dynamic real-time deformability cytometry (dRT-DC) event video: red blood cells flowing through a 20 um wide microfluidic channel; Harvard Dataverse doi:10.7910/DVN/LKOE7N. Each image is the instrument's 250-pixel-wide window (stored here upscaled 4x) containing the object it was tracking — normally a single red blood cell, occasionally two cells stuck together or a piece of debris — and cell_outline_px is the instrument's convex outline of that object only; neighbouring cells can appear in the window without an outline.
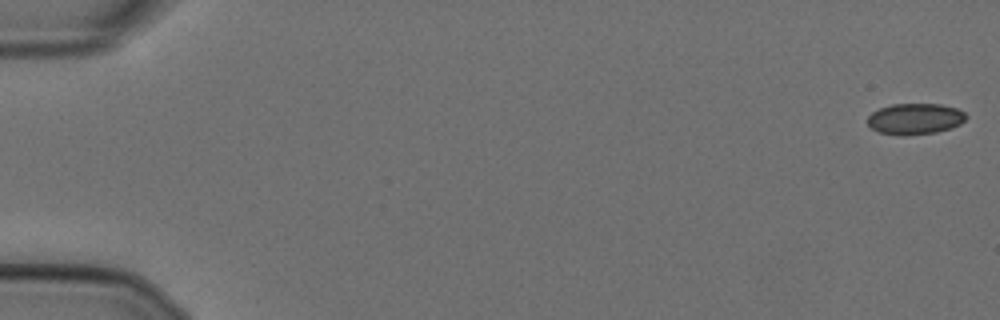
{"species": "Egyptian fruit bat (a non-hibernating species)", "species_latin": "Rousettus aegyptiacus", "temperature_condition": "cold", "stored_images_in_passage": 57, "camera_frame_rate_fps": 3000, "um_per_image_px": 0.085, "animal": {"sex": "female"}, "frame": {"image": 1, "passage_image": 1, "time_ms": 0.0, "image_size_px": [1000, 320], "cell_outline_px": [[968, 116], [960, 124], [952, 128], [936, 132], [904, 136], [900, 136], [880, 132], [872, 128], [868, 124], [868, 116], [872, 112], [880, 108], [892, 104], [940, 104], [956, 108], [964, 112]], "centroid_in_image_um": [77.79, 10.11], "position_along_channel_um": 7.2, "area_um2": 17.86}}
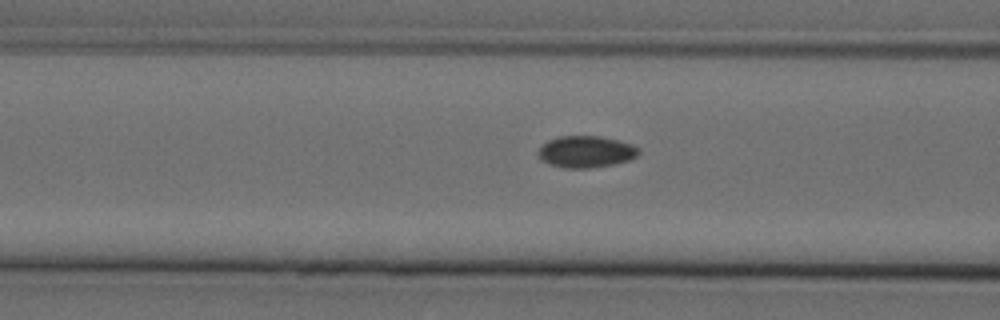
{"frame": {"image": 2, "passage_image": 23, "time_ms": 7.333, "image_size_px": [1000, 320], "cell_outline_px": [[640, 152], [636, 156], [628, 160], [616, 164], [592, 168], [564, 168], [548, 164], [540, 160], [536, 152], [548, 140], [560, 136], [600, 136], [632, 144], [640, 148]], "centroid_in_image_um": [49.79, 12.91], "position_along_channel_um": 116.8, "area_um2": 18.73}}
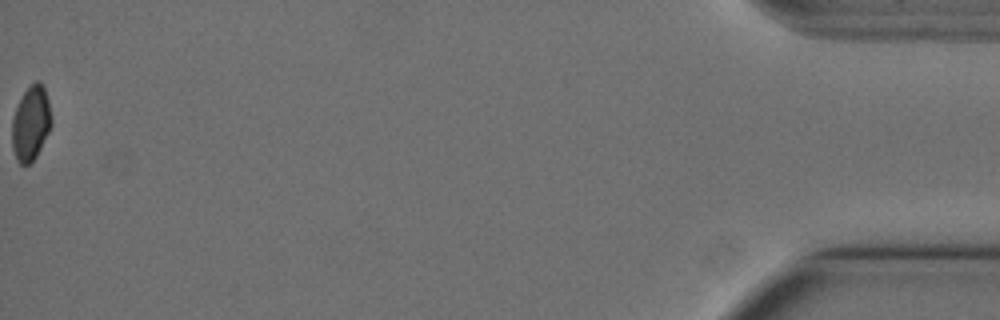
{"frame": {"image": 3, "passage_image": 57, "time_ms": 18.667, "image_size_px": [1000, 320], "cell_outline_px": [[52, 124], [36, 156], [28, 164], [20, 164], [16, 160], [12, 148], [12, 120], [16, 108], [24, 92], [36, 80], [44, 88], [48, 100], [52, 116]], "centroid_in_image_um": [2.62, 10.5], "position_along_channel_um": 432.6, "area_um2": 16.82}}